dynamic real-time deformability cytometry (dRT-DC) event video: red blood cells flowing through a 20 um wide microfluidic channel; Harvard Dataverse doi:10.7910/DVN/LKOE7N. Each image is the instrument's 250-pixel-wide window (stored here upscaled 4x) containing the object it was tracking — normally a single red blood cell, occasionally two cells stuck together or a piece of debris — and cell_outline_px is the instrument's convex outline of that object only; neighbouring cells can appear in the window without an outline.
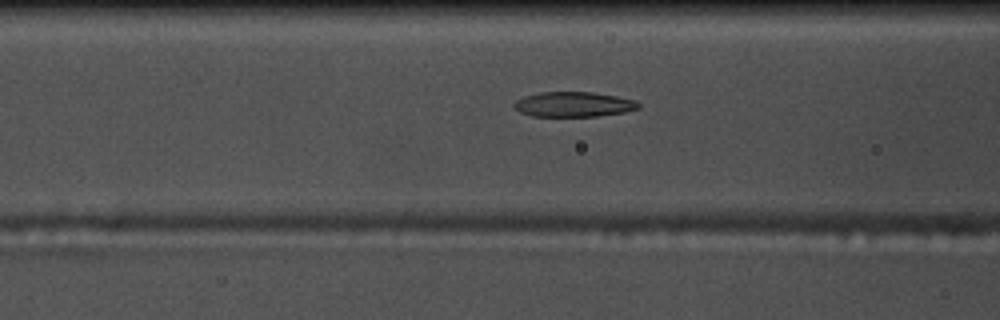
{"species": "common noctule bat (a hibernating species)", "species_latin": "Nyctalus noctula", "temperature_condition": "warm", "stored_images_in_passage": 35, "camera_frame_rate_fps": 3000, "um_per_image_px": 0.085, "animal": {"sex": "male", "body_mass_g": 17.5, "forearm_length_mm": 52.3}, "frame": {"image": 1, "passage_image": 9, "time_ms": 2.667, "image_size_px": [1000, 320], "cell_outline_px": [[640, 108], [624, 112], [596, 116], [532, 116], [520, 112], [512, 108], [512, 104], [516, 100], [524, 96], [540, 92], [592, 92], [616, 96], [636, 100], [640, 104]], "centroid_in_image_um": [48.73, 8.87], "position_along_channel_um": 117.9, "area_um2": 18.21}}
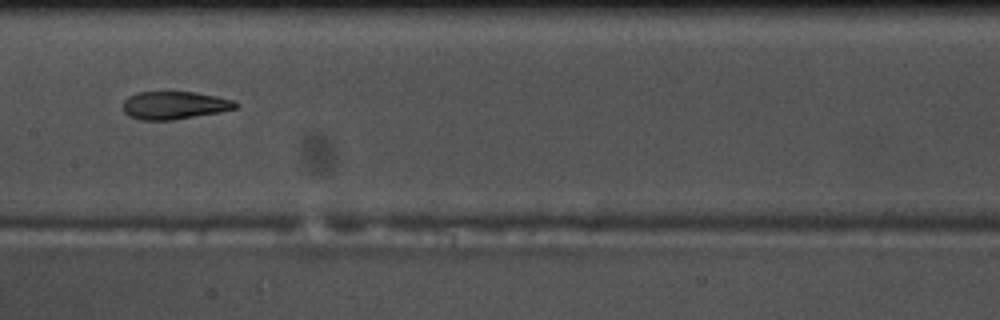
{"frame": {"image": 2, "passage_image": 15, "time_ms": 4.667, "image_size_px": [1000, 320], "cell_outline_px": [[240, 104], [236, 108], [220, 112], [172, 120], [140, 120], [128, 116], [124, 112], [124, 100], [128, 96], [136, 92], [196, 92], [236, 100]], "centroid_in_image_um": [14.84, 8.95], "position_along_channel_um": 192.6, "area_um2": 18.44}}
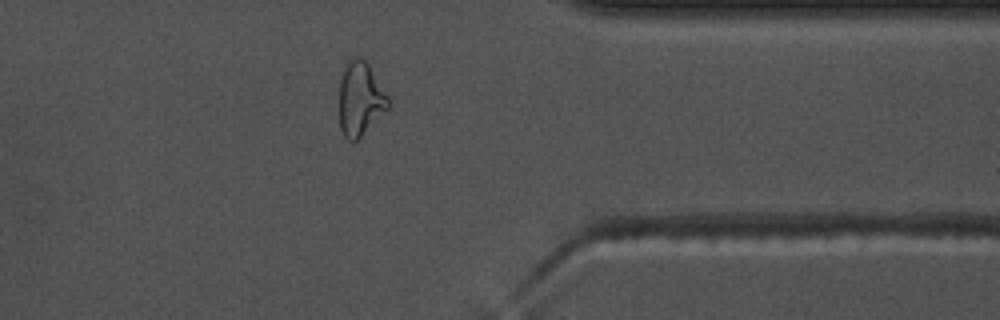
{"frame": {"image": 3, "passage_image": 31, "time_ms": 10.0, "image_size_px": [1000, 320], "cell_outline_px": [[388, 108], [356, 140], [348, 140], [344, 136], [340, 128], [340, 80], [344, 64], [348, 56], [360, 56], [368, 64], [388, 96]], "centroid_in_image_um": [30.58, 8.33], "position_along_channel_um": 380.8, "area_um2": 20.87}, "authors_computed_cell_mechanics": {"area_um2": 18.6694, "velocity_mm_per_s": 3.7425, "shape_relaxation_time_tau1_ms": 6.9233, "shape_relaxation_time_tau2_ms": 1.6485, "deformation_change_tau1": 0.2231, "deformation_change_tau2": 0.0843}}